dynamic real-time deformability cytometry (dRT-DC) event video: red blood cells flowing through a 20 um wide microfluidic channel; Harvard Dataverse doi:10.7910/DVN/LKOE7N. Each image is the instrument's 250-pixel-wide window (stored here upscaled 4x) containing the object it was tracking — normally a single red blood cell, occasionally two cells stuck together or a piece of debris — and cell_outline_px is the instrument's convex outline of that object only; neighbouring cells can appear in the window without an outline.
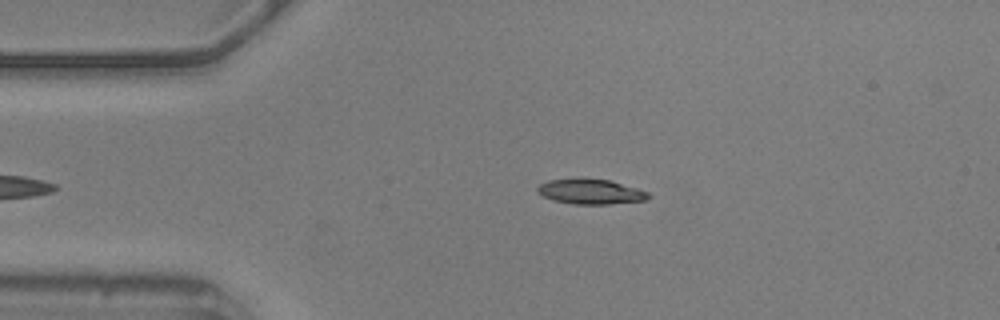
{"species": "common noctule bat (a hibernating species)", "species_latin": "Nyctalus noctula", "temperature_condition": "warm", "stored_images_in_passage": 41, "camera_frame_rate_fps": 3000, "um_per_image_px": 0.085, "animal": {"sex": "male", "body_mass_g": 20.5, "forearm_length_mm": 52.5}, "frame": {"image": 1, "passage_image": 4, "time_ms": 1.0, "image_size_px": [1000, 320], "cell_outline_px": [[652, 196], [648, 200], [608, 204], [572, 204], [552, 200], [536, 192], [536, 188], [540, 184], [548, 180], [580, 176], [608, 180], [636, 188], [648, 192]], "centroid_in_image_um": [50.16, 16.26], "position_along_channel_um": 34.8, "area_um2": 16.65}}
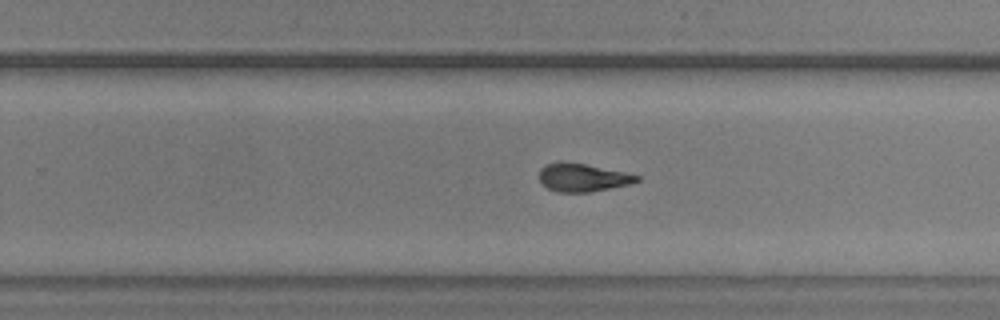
{"frame": {"image": 2, "passage_image": 27, "time_ms": 8.667, "image_size_px": [1000, 320], "cell_outline_px": [[640, 180], [632, 184], [588, 192], [556, 192], [548, 188], [540, 180], [540, 168], [548, 164], [560, 160], [564, 160], [624, 172], [640, 176]], "centroid_in_image_um": [49.52, 15.08], "position_along_channel_um": 280.3, "area_um2": 15.95}}
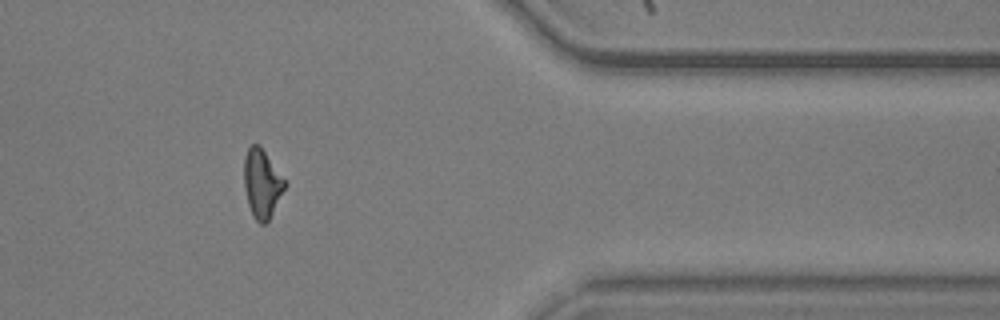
{"frame": {"image": 3, "passage_image": 38, "time_ms": 12.333, "image_size_px": [1000, 320], "cell_outline_px": [[288, 184], [268, 220], [264, 224], [260, 224], [252, 216], [248, 204], [244, 188], [244, 156], [248, 148], [252, 144], [260, 144]], "centroid_in_image_um": [22.26, 15.58], "position_along_channel_um": 389.1, "area_um2": 16.42}, "authors_computed_cell_mechanics": {"area_um2": 16.473, "velocity_mm_per_s": 3.6016, "shape_relaxation_time_tau1_ms": 2.3387, "shape_relaxation_time_tau2_ms": 2.4415, "deformation_change_tau1": 0.1684, "deformation_change_tau2": 0.1163}}